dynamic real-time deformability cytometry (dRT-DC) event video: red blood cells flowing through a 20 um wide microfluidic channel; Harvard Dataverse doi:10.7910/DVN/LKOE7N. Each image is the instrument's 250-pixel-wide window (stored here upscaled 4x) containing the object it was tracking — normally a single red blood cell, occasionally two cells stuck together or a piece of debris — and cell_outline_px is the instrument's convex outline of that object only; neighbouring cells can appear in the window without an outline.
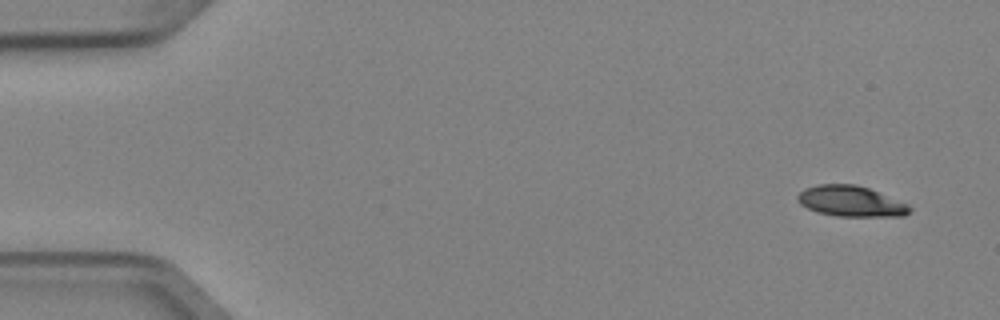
{"species": "Egyptian fruit bat (a non-hibernating species)", "species_latin": "Rousettus aegyptiacus", "temperature_condition": "cold", "stored_images_in_passage": 5, "segment_of_instrument_passage": [2, 2], "camera_frame_rate_fps": 3000, "um_per_image_px": 0.085, "animal": {"sex": "female"}, "frame": {"image": 1, "passage_image": 5, "time_ms": 1.333, "image_size_px": [1000, 320], "cell_outline_px": [[912, 208], [904, 216], [836, 216], [820, 212], [808, 208], [800, 204], [796, 200], [796, 196], [804, 188], [820, 184], [856, 184], [868, 188], [908, 204]], "centroid_in_image_um": [72.3, 17.1], "position_along_channel_um": 12.7, "area_um2": 19.88}}